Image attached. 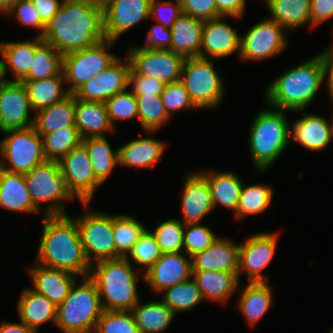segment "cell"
Segmentation results:
<instances>
[{"instance_id":"34","label":"cell","mask_w":333,"mask_h":333,"mask_svg":"<svg viewBox=\"0 0 333 333\" xmlns=\"http://www.w3.org/2000/svg\"><path fill=\"white\" fill-rule=\"evenodd\" d=\"M63 81L65 82L63 71L50 78L21 81L26 88L33 112L51 106L70 94L67 89L63 90Z\"/></svg>"},{"instance_id":"48","label":"cell","mask_w":333,"mask_h":333,"mask_svg":"<svg viewBox=\"0 0 333 333\" xmlns=\"http://www.w3.org/2000/svg\"><path fill=\"white\" fill-rule=\"evenodd\" d=\"M132 259L141 265H144L147 271L162 255L155 236L145 230L129 252Z\"/></svg>"},{"instance_id":"6","label":"cell","mask_w":333,"mask_h":333,"mask_svg":"<svg viewBox=\"0 0 333 333\" xmlns=\"http://www.w3.org/2000/svg\"><path fill=\"white\" fill-rule=\"evenodd\" d=\"M103 311L95 283L85 277L79 287L74 283L67 298L57 306L55 324L64 333H94Z\"/></svg>"},{"instance_id":"42","label":"cell","mask_w":333,"mask_h":333,"mask_svg":"<svg viewBox=\"0 0 333 333\" xmlns=\"http://www.w3.org/2000/svg\"><path fill=\"white\" fill-rule=\"evenodd\" d=\"M162 293L164 294L162 302L175 315L176 312L192 309L204 299L194 279L165 288Z\"/></svg>"},{"instance_id":"54","label":"cell","mask_w":333,"mask_h":333,"mask_svg":"<svg viewBox=\"0 0 333 333\" xmlns=\"http://www.w3.org/2000/svg\"><path fill=\"white\" fill-rule=\"evenodd\" d=\"M16 13V18L24 25L31 26L36 29H41L39 37L45 29V24L41 21L38 11L34 8L31 0H19L14 6L8 11V13Z\"/></svg>"},{"instance_id":"50","label":"cell","mask_w":333,"mask_h":333,"mask_svg":"<svg viewBox=\"0 0 333 333\" xmlns=\"http://www.w3.org/2000/svg\"><path fill=\"white\" fill-rule=\"evenodd\" d=\"M161 98L169 117L172 112L174 113V111L177 110L197 108L191 101L189 93L180 81L165 84L161 93Z\"/></svg>"},{"instance_id":"5","label":"cell","mask_w":333,"mask_h":333,"mask_svg":"<svg viewBox=\"0 0 333 333\" xmlns=\"http://www.w3.org/2000/svg\"><path fill=\"white\" fill-rule=\"evenodd\" d=\"M250 151L259 171L268 168L287 147L290 128L283 110L260 111L251 125Z\"/></svg>"},{"instance_id":"46","label":"cell","mask_w":333,"mask_h":333,"mask_svg":"<svg viewBox=\"0 0 333 333\" xmlns=\"http://www.w3.org/2000/svg\"><path fill=\"white\" fill-rule=\"evenodd\" d=\"M184 226L181 220L170 219L159 223L155 232H151L162 253L183 252Z\"/></svg>"},{"instance_id":"9","label":"cell","mask_w":333,"mask_h":333,"mask_svg":"<svg viewBox=\"0 0 333 333\" xmlns=\"http://www.w3.org/2000/svg\"><path fill=\"white\" fill-rule=\"evenodd\" d=\"M8 136L0 142V152L5 160H0V168L14 173L26 174L35 166L46 161L42 137L35 128L7 130Z\"/></svg>"},{"instance_id":"23","label":"cell","mask_w":333,"mask_h":333,"mask_svg":"<svg viewBox=\"0 0 333 333\" xmlns=\"http://www.w3.org/2000/svg\"><path fill=\"white\" fill-rule=\"evenodd\" d=\"M34 283L33 290L46 296L56 306H59L69 295V292L76 282L70 272L48 268L36 263V266L29 269Z\"/></svg>"},{"instance_id":"58","label":"cell","mask_w":333,"mask_h":333,"mask_svg":"<svg viewBox=\"0 0 333 333\" xmlns=\"http://www.w3.org/2000/svg\"><path fill=\"white\" fill-rule=\"evenodd\" d=\"M31 2L45 25L57 14L62 5V1L59 0H31Z\"/></svg>"},{"instance_id":"20","label":"cell","mask_w":333,"mask_h":333,"mask_svg":"<svg viewBox=\"0 0 333 333\" xmlns=\"http://www.w3.org/2000/svg\"><path fill=\"white\" fill-rule=\"evenodd\" d=\"M181 196L183 224H199L214 209L208 181L202 173L187 176Z\"/></svg>"},{"instance_id":"47","label":"cell","mask_w":333,"mask_h":333,"mask_svg":"<svg viewBox=\"0 0 333 333\" xmlns=\"http://www.w3.org/2000/svg\"><path fill=\"white\" fill-rule=\"evenodd\" d=\"M108 117L114 128L115 120H124L138 117V104L136 96L131 91H123L115 94L106 102Z\"/></svg>"},{"instance_id":"41","label":"cell","mask_w":333,"mask_h":333,"mask_svg":"<svg viewBox=\"0 0 333 333\" xmlns=\"http://www.w3.org/2000/svg\"><path fill=\"white\" fill-rule=\"evenodd\" d=\"M146 227L132 216H113V235L116 246V259L125 258L144 233Z\"/></svg>"},{"instance_id":"7","label":"cell","mask_w":333,"mask_h":333,"mask_svg":"<svg viewBox=\"0 0 333 333\" xmlns=\"http://www.w3.org/2000/svg\"><path fill=\"white\" fill-rule=\"evenodd\" d=\"M28 191L34 206L50 203L45 215H65L63 201L74 198L66 186L65 179L60 172L58 161L46 160L24 174ZM61 201V202H60Z\"/></svg>"},{"instance_id":"52","label":"cell","mask_w":333,"mask_h":333,"mask_svg":"<svg viewBox=\"0 0 333 333\" xmlns=\"http://www.w3.org/2000/svg\"><path fill=\"white\" fill-rule=\"evenodd\" d=\"M184 14L203 21L220 17L215 0H180Z\"/></svg>"},{"instance_id":"44","label":"cell","mask_w":333,"mask_h":333,"mask_svg":"<svg viewBox=\"0 0 333 333\" xmlns=\"http://www.w3.org/2000/svg\"><path fill=\"white\" fill-rule=\"evenodd\" d=\"M136 99L138 118L143 129L152 132L169 120L161 96H136Z\"/></svg>"},{"instance_id":"51","label":"cell","mask_w":333,"mask_h":333,"mask_svg":"<svg viewBox=\"0 0 333 333\" xmlns=\"http://www.w3.org/2000/svg\"><path fill=\"white\" fill-rule=\"evenodd\" d=\"M133 84L135 96H161L165 84L153 77L137 74L132 68L129 73V84Z\"/></svg>"},{"instance_id":"39","label":"cell","mask_w":333,"mask_h":333,"mask_svg":"<svg viewBox=\"0 0 333 333\" xmlns=\"http://www.w3.org/2000/svg\"><path fill=\"white\" fill-rule=\"evenodd\" d=\"M63 69V55L52 45L42 42L35 49L32 66L22 81L41 80L57 76Z\"/></svg>"},{"instance_id":"31","label":"cell","mask_w":333,"mask_h":333,"mask_svg":"<svg viewBox=\"0 0 333 333\" xmlns=\"http://www.w3.org/2000/svg\"><path fill=\"white\" fill-rule=\"evenodd\" d=\"M192 276L203 298L225 303L239 284L238 272L192 271Z\"/></svg>"},{"instance_id":"13","label":"cell","mask_w":333,"mask_h":333,"mask_svg":"<svg viewBox=\"0 0 333 333\" xmlns=\"http://www.w3.org/2000/svg\"><path fill=\"white\" fill-rule=\"evenodd\" d=\"M131 68L137 74H143L162 81L164 84L180 81L185 58L171 50L148 49L142 46L132 47L128 51Z\"/></svg>"},{"instance_id":"22","label":"cell","mask_w":333,"mask_h":333,"mask_svg":"<svg viewBox=\"0 0 333 333\" xmlns=\"http://www.w3.org/2000/svg\"><path fill=\"white\" fill-rule=\"evenodd\" d=\"M239 244L217 238L206 250L191 257L192 271L238 272Z\"/></svg>"},{"instance_id":"40","label":"cell","mask_w":333,"mask_h":333,"mask_svg":"<svg viewBox=\"0 0 333 333\" xmlns=\"http://www.w3.org/2000/svg\"><path fill=\"white\" fill-rule=\"evenodd\" d=\"M43 140V152L46 160L59 161L73 148L82 143L75 126H67L48 134H39Z\"/></svg>"},{"instance_id":"11","label":"cell","mask_w":333,"mask_h":333,"mask_svg":"<svg viewBox=\"0 0 333 333\" xmlns=\"http://www.w3.org/2000/svg\"><path fill=\"white\" fill-rule=\"evenodd\" d=\"M114 40L104 41L83 49L63 55V74L65 82L70 83L69 93H74L84 83L97 76L118 57L109 53Z\"/></svg>"},{"instance_id":"12","label":"cell","mask_w":333,"mask_h":333,"mask_svg":"<svg viewBox=\"0 0 333 333\" xmlns=\"http://www.w3.org/2000/svg\"><path fill=\"white\" fill-rule=\"evenodd\" d=\"M68 190L85 207L102 183L96 178L89 153L81 143L58 161Z\"/></svg>"},{"instance_id":"53","label":"cell","mask_w":333,"mask_h":333,"mask_svg":"<svg viewBox=\"0 0 333 333\" xmlns=\"http://www.w3.org/2000/svg\"><path fill=\"white\" fill-rule=\"evenodd\" d=\"M174 1V0H172ZM170 11L169 14L163 13L162 9ZM183 13L182 6L180 0H175V3L161 2L158 0L150 1V17L154 16L157 21L160 22L164 27L171 28L172 24L176 21V19ZM165 14V15H164Z\"/></svg>"},{"instance_id":"61","label":"cell","mask_w":333,"mask_h":333,"mask_svg":"<svg viewBox=\"0 0 333 333\" xmlns=\"http://www.w3.org/2000/svg\"><path fill=\"white\" fill-rule=\"evenodd\" d=\"M19 0H0V12L4 14L8 13V11L16 4Z\"/></svg>"},{"instance_id":"24","label":"cell","mask_w":333,"mask_h":333,"mask_svg":"<svg viewBox=\"0 0 333 333\" xmlns=\"http://www.w3.org/2000/svg\"><path fill=\"white\" fill-rule=\"evenodd\" d=\"M42 42V38L36 36L34 41L0 43V53L3 57V59H0V78L4 79L9 66L15 77V80L9 81L21 82L30 71L35 49Z\"/></svg>"},{"instance_id":"2","label":"cell","mask_w":333,"mask_h":333,"mask_svg":"<svg viewBox=\"0 0 333 333\" xmlns=\"http://www.w3.org/2000/svg\"><path fill=\"white\" fill-rule=\"evenodd\" d=\"M36 263L84 278L92 266L84 252L77 223L65 215L45 216Z\"/></svg>"},{"instance_id":"32","label":"cell","mask_w":333,"mask_h":333,"mask_svg":"<svg viewBox=\"0 0 333 333\" xmlns=\"http://www.w3.org/2000/svg\"><path fill=\"white\" fill-rule=\"evenodd\" d=\"M165 150V143L152 138L132 140L118 148L119 165L128 167H151L157 163Z\"/></svg>"},{"instance_id":"19","label":"cell","mask_w":333,"mask_h":333,"mask_svg":"<svg viewBox=\"0 0 333 333\" xmlns=\"http://www.w3.org/2000/svg\"><path fill=\"white\" fill-rule=\"evenodd\" d=\"M183 252L162 253L160 258L147 270L143 278L155 292L185 282L192 277V260Z\"/></svg>"},{"instance_id":"28","label":"cell","mask_w":333,"mask_h":333,"mask_svg":"<svg viewBox=\"0 0 333 333\" xmlns=\"http://www.w3.org/2000/svg\"><path fill=\"white\" fill-rule=\"evenodd\" d=\"M291 136L306 149L320 151L333 138V125L322 116L306 114L295 121L293 131H290Z\"/></svg>"},{"instance_id":"35","label":"cell","mask_w":333,"mask_h":333,"mask_svg":"<svg viewBox=\"0 0 333 333\" xmlns=\"http://www.w3.org/2000/svg\"><path fill=\"white\" fill-rule=\"evenodd\" d=\"M272 290L268 282L249 283L242 291L238 306L249 324L254 325L272 305Z\"/></svg>"},{"instance_id":"27","label":"cell","mask_w":333,"mask_h":333,"mask_svg":"<svg viewBox=\"0 0 333 333\" xmlns=\"http://www.w3.org/2000/svg\"><path fill=\"white\" fill-rule=\"evenodd\" d=\"M0 206L14 212L34 213V206L24 174L0 168Z\"/></svg>"},{"instance_id":"43","label":"cell","mask_w":333,"mask_h":333,"mask_svg":"<svg viewBox=\"0 0 333 333\" xmlns=\"http://www.w3.org/2000/svg\"><path fill=\"white\" fill-rule=\"evenodd\" d=\"M273 191L267 185L254 184L242 187L238 201L237 212L234 214L236 219L249 214H258L263 212L269 206Z\"/></svg>"},{"instance_id":"38","label":"cell","mask_w":333,"mask_h":333,"mask_svg":"<svg viewBox=\"0 0 333 333\" xmlns=\"http://www.w3.org/2000/svg\"><path fill=\"white\" fill-rule=\"evenodd\" d=\"M82 144L89 153L96 178L103 183L112 168L119 164L118 148L113 152L105 136L82 139Z\"/></svg>"},{"instance_id":"30","label":"cell","mask_w":333,"mask_h":333,"mask_svg":"<svg viewBox=\"0 0 333 333\" xmlns=\"http://www.w3.org/2000/svg\"><path fill=\"white\" fill-rule=\"evenodd\" d=\"M76 97L70 93L63 100L36 111L34 125L38 134H48L67 126H75Z\"/></svg>"},{"instance_id":"21","label":"cell","mask_w":333,"mask_h":333,"mask_svg":"<svg viewBox=\"0 0 333 333\" xmlns=\"http://www.w3.org/2000/svg\"><path fill=\"white\" fill-rule=\"evenodd\" d=\"M224 16L204 21L202 28L201 53L198 57L217 60L235 51H240V37L237 31L223 21ZM202 48L206 51L204 53Z\"/></svg>"},{"instance_id":"10","label":"cell","mask_w":333,"mask_h":333,"mask_svg":"<svg viewBox=\"0 0 333 333\" xmlns=\"http://www.w3.org/2000/svg\"><path fill=\"white\" fill-rule=\"evenodd\" d=\"M84 215L75 220L90 265L93 267L92 262L116 259L113 216L95 211H87Z\"/></svg>"},{"instance_id":"57","label":"cell","mask_w":333,"mask_h":333,"mask_svg":"<svg viewBox=\"0 0 333 333\" xmlns=\"http://www.w3.org/2000/svg\"><path fill=\"white\" fill-rule=\"evenodd\" d=\"M245 2V0H215L217 11L221 16H230L236 19L242 17Z\"/></svg>"},{"instance_id":"15","label":"cell","mask_w":333,"mask_h":333,"mask_svg":"<svg viewBox=\"0 0 333 333\" xmlns=\"http://www.w3.org/2000/svg\"><path fill=\"white\" fill-rule=\"evenodd\" d=\"M117 58L106 69L79 87L73 94L76 99L105 103L117 93L123 92L129 86L131 63Z\"/></svg>"},{"instance_id":"33","label":"cell","mask_w":333,"mask_h":333,"mask_svg":"<svg viewBox=\"0 0 333 333\" xmlns=\"http://www.w3.org/2000/svg\"><path fill=\"white\" fill-rule=\"evenodd\" d=\"M208 181L212 203L218 204L237 212L238 201L243 187V182L232 172L216 173L212 169L202 173Z\"/></svg>"},{"instance_id":"56","label":"cell","mask_w":333,"mask_h":333,"mask_svg":"<svg viewBox=\"0 0 333 333\" xmlns=\"http://www.w3.org/2000/svg\"><path fill=\"white\" fill-rule=\"evenodd\" d=\"M331 17H333V0H311L312 27Z\"/></svg>"},{"instance_id":"55","label":"cell","mask_w":333,"mask_h":333,"mask_svg":"<svg viewBox=\"0 0 333 333\" xmlns=\"http://www.w3.org/2000/svg\"><path fill=\"white\" fill-rule=\"evenodd\" d=\"M172 32L162 24L153 25L147 34L144 48L156 50H170Z\"/></svg>"},{"instance_id":"26","label":"cell","mask_w":333,"mask_h":333,"mask_svg":"<svg viewBox=\"0 0 333 333\" xmlns=\"http://www.w3.org/2000/svg\"><path fill=\"white\" fill-rule=\"evenodd\" d=\"M75 127L82 139L104 137V132L115 131L105 103L79 99H76L75 105Z\"/></svg>"},{"instance_id":"1","label":"cell","mask_w":333,"mask_h":333,"mask_svg":"<svg viewBox=\"0 0 333 333\" xmlns=\"http://www.w3.org/2000/svg\"><path fill=\"white\" fill-rule=\"evenodd\" d=\"M41 38L62 55L104 41L102 2L63 0L57 14L45 25Z\"/></svg>"},{"instance_id":"4","label":"cell","mask_w":333,"mask_h":333,"mask_svg":"<svg viewBox=\"0 0 333 333\" xmlns=\"http://www.w3.org/2000/svg\"><path fill=\"white\" fill-rule=\"evenodd\" d=\"M136 272V273H135ZM129 257L104 260L91 268L89 278L95 283L104 310L131 311L139 302L136 274ZM105 297V302L102 297Z\"/></svg>"},{"instance_id":"49","label":"cell","mask_w":333,"mask_h":333,"mask_svg":"<svg viewBox=\"0 0 333 333\" xmlns=\"http://www.w3.org/2000/svg\"><path fill=\"white\" fill-rule=\"evenodd\" d=\"M217 238L207 226L200 224L184 226V249L190 257L209 248Z\"/></svg>"},{"instance_id":"16","label":"cell","mask_w":333,"mask_h":333,"mask_svg":"<svg viewBox=\"0 0 333 333\" xmlns=\"http://www.w3.org/2000/svg\"><path fill=\"white\" fill-rule=\"evenodd\" d=\"M30 109L33 110L24 84L0 78V131L32 127Z\"/></svg>"},{"instance_id":"45","label":"cell","mask_w":333,"mask_h":333,"mask_svg":"<svg viewBox=\"0 0 333 333\" xmlns=\"http://www.w3.org/2000/svg\"><path fill=\"white\" fill-rule=\"evenodd\" d=\"M94 333H140L132 311L104 310Z\"/></svg>"},{"instance_id":"60","label":"cell","mask_w":333,"mask_h":333,"mask_svg":"<svg viewBox=\"0 0 333 333\" xmlns=\"http://www.w3.org/2000/svg\"><path fill=\"white\" fill-rule=\"evenodd\" d=\"M7 323L3 322L0 325V333H36L33 329L29 328L25 323Z\"/></svg>"},{"instance_id":"18","label":"cell","mask_w":333,"mask_h":333,"mask_svg":"<svg viewBox=\"0 0 333 333\" xmlns=\"http://www.w3.org/2000/svg\"><path fill=\"white\" fill-rule=\"evenodd\" d=\"M277 247V233H260L239 244L238 276L241 270L247 274L249 283L268 282L261 270L272 260Z\"/></svg>"},{"instance_id":"37","label":"cell","mask_w":333,"mask_h":333,"mask_svg":"<svg viewBox=\"0 0 333 333\" xmlns=\"http://www.w3.org/2000/svg\"><path fill=\"white\" fill-rule=\"evenodd\" d=\"M131 311L140 333L164 332L175 316L162 301H152L143 305L138 302Z\"/></svg>"},{"instance_id":"36","label":"cell","mask_w":333,"mask_h":333,"mask_svg":"<svg viewBox=\"0 0 333 333\" xmlns=\"http://www.w3.org/2000/svg\"><path fill=\"white\" fill-rule=\"evenodd\" d=\"M271 13L269 19L284 29L311 23V0H266Z\"/></svg>"},{"instance_id":"3","label":"cell","mask_w":333,"mask_h":333,"mask_svg":"<svg viewBox=\"0 0 333 333\" xmlns=\"http://www.w3.org/2000/svg\"><path fill=\"white\" fill-rule=\"evenodd\" d=\"M325 76L320 54L284 72L266 90L267 103L275 109L297 111L308 106Z\"/></svg>"},{"instance_id":"25","label":"cell","mask_w":333,"mask_h":333,"mask_svg":"<svg viewBox=\"0 0 333 333\" xmlns=\"http://www.w3.org/2000/svg\"><path fill=\"white\" fill-rule=\"evenodd\" d=\"M204 21L182 13L171 26L170 50L186 58L201 53L202 28Z\"/></svg>"},{"instance_id":"8","label":"cell","mask_w":333,"mask_h":333,"mask_svg":"<svg viewBox=\"0 0 333 333\" xmlns=\"http://www.w3.org/2000/svg\"><path fill=\"white\" fill-rule=\"evenodd\" d=\"M180 82L197 108L216 107L222 100L223 81L209 58H186Z\"/></svg>"},{"instance_id":"59","label":"cell","mask_w":333,"mask_h":333,"mask_svg":"<svg viewBox=\"0 0 333 333\" xmlns=\"http://www.w3.org/2000/svg\"><path fill=\"white\" fill-rule=\"evenodd\" d=\"M320 55L322 56V59L324 61L325 76H327V74L329 73L327 76V87L330 91L331 98L333 99V50L329 47V49L322 51Z\"/></svg>"},{"instance_id":"17","label":"cell","mask_w":333,"mask_h":333,"mask_svg":"<svg viewBox=\"0 0 333 333\" xmlns=\"http://www.w3.org/2000/svg\"><path fill=\"white\" fill-rule=\"evenodd\" d=\"M151 0H103L105 39L117 40L143 19L150 18Z\"/></svg>"},{"instance_id":"29","label":"cell","mask_w":333,"mask_h":333,"mask_svg":"<svg viewBox=\"0 0 333 333\" xmlns=\"http://www.w3.org/2000/svg\"><path fill=\"white\" fill-rule=\"evenodd\" d=\"M20 320L37 333L45 322L56 323L57 306L33 289H24L18 302Z\"/></svg>"},{"instance_id":"14","label":"cell","mask_w":333,"mask_h":333,"mask_svg":"<svg viewBox=\"0 0 333 333\" xmlns=\"http://www.w3.org/2000/svg\"><path fill=\"white\" fill-rule=\"evenodd\" d=\"M284 33V28L274 20L258 22L240 37V57L259 61L277 55L287 44Z\"/></svg>"}]
</instances>
